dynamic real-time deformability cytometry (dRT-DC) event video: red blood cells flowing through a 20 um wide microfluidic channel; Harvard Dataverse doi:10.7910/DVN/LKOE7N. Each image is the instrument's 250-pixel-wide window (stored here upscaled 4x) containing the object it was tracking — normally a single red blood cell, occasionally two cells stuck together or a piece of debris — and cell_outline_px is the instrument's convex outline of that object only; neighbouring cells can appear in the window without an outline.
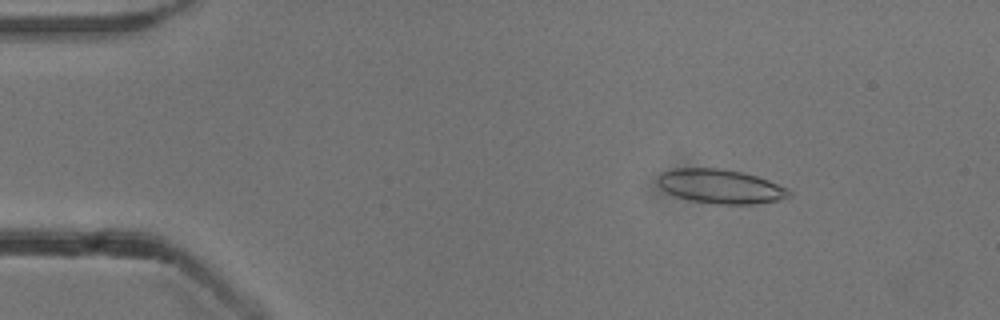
{"species": "common noctule bat (a hibernating species)", "species_latin": "Nyctalus noctula", "temperature_condition": "cold", "stored_images_in_passage": 53, "camera_frame_rate_fps": 3000, "um_per_image_px": 0.085, "animal": {"sex": "male", "body_mass_g": 13.3}, "frame": {"image": 1, "passage_image": 8, "time_ms": 2.333, "image_size_px": [1000, 320], "cell_outline_px": [[792, 196], [780, 200], [756, 204], [716, 204], [688, 200], [676, 196], [668, 192], [656, 180], [660, 172], [676, 168], [720, 168], [740, 172], [756, 176], [768, 180], [788, 188], [792, 192]], "centroid_in_image_um": [61.28, 15.85], "position_along_channel_um": 23.7, "area_um2": 26.18}}
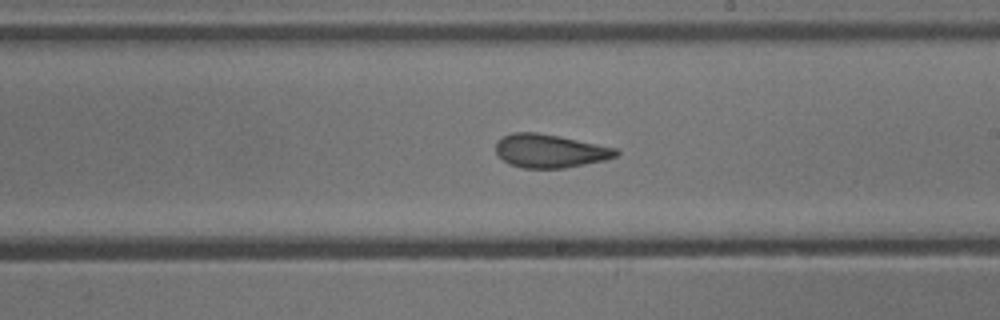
{"frame": {"image": 2, "passage_image": 31, "time_ms": 10.0, "image_size_px": [1000, 320], "cell_outline_px": [[620, 152], [616, 156], [604, 160], [564, 168], [520, 168], [508, 164], [496, 152], [496, 144], [504, 136], [512, 132], [536, 132], [616, 148]], "centroid_in_image_um": [46.72, 12.84], "position_along_channel_um": 242.3, "area_um2": 23.06}}
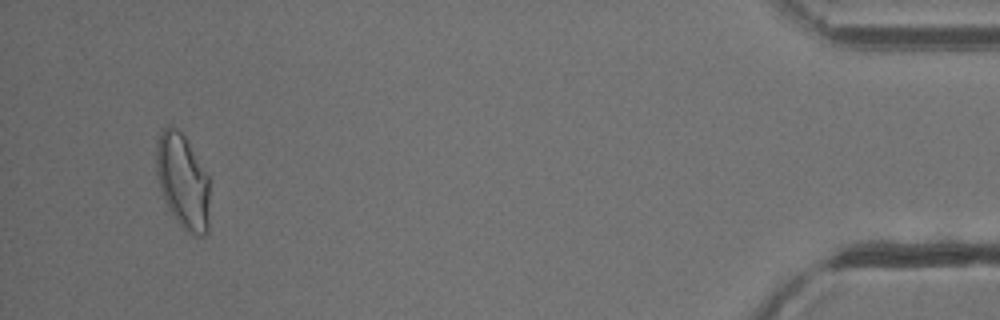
{"frame": {"image": 3, "passage_image": 51, "time_ms": 16.667, "image_size_px": [1000, 320], "cell_outline_px": [[208, 232], [204, 236], [196, 236], [184, 228], [180, 224], [168, 208], [160, 188], [156, 168], [156, 144], [160, 132], [168, 124], [172, 124], [184, 136], [208, 176]], "centroid_in_image_um": [15.52, 15.39], "position_along_channel_um": 419.7, "area_um2": 29.07}, "authors_computed_cell_mechanics": {"area_um2": 25.0852, "velocity_mm_per_s": 3.8465, "shape_relaxation_time_tau1_ms": 8.1797, "shape_relaxation_time_tau2_ms": 1.8393, "deformation_change_tau1": 0.1957, "deformation_change_tau2": 0.1082}}